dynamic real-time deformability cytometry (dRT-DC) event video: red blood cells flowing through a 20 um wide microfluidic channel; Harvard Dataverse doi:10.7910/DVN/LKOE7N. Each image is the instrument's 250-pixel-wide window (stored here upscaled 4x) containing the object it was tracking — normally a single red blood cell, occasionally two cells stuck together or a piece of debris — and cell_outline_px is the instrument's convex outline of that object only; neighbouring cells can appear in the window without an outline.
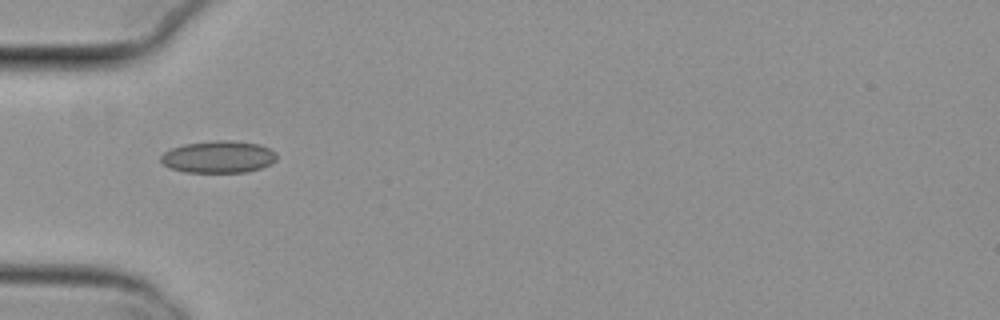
{"species": "common noctule bat (a hibernating species)", "species_latin": "Nyctalus noctula", "temperature_condition": "cold", "stored_images_in_passage": 37, "camera_frame_rate_fps": 3000, "um_per_image_px": 0.085, "animal": {"sex": "female", "body_mass_g": 29.2, "forearm_length_mm": 56.3}, "frame": {"image": 1, "passage_image": 1, "time_ms": 0.0, "image_size_px": [1000, 320], "cell_outline_px": [[276, 160], [260, 168], [244, 172], [184, 172], [172, 168], [164, 164], [160, 160], [160, 156], [164, 152], [172, 148], [184, 144], [216, 140], [232, 140], [260, 144], [276, 152]], "centroid_in_image_um": [18.56, 13.32], "position_along_channel_um": 66.4, "area_um2": 21.56}}
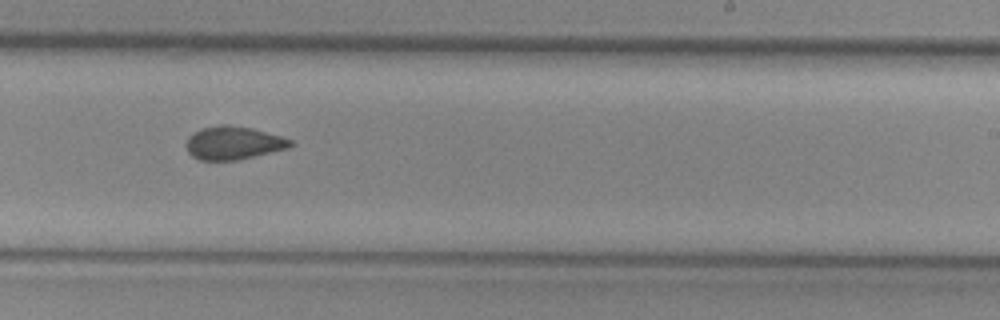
{"frame": {"image": 2, "passage_image": 17, "time_ms": 5.333, "image_size_px": [1000, 320], "cell_outline_px": [[292, 144], [288, 148], [236, 160], [200, 160], [192, 156], [188, 152], [188, 136], [204, 128], [220, 124], [228, 124], [252, 128], [280, 136], [292, 140]], "centroid_in_image_um": [19.84, 12.14], "position_along_channel_um": 269.2, "area_um2": 19.77}}
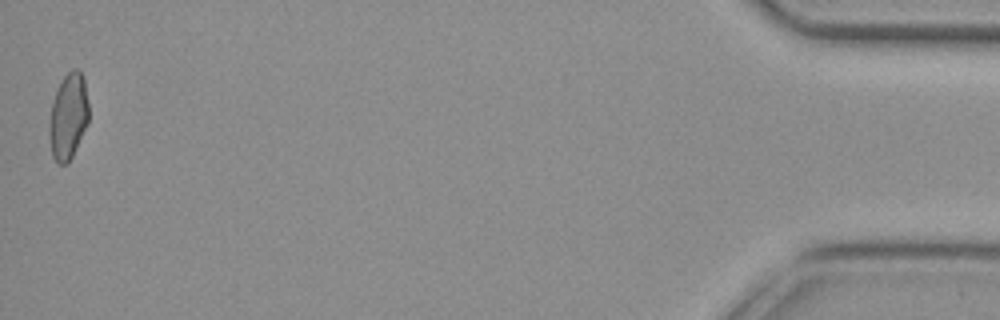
{"frame": {"image": 3, "passage_image": 37, "time_ms": 12.0, "image_size_px": [1000, 320], "cell_outline_px": [[88, 120], [72, 156], [64, 164], [60, 164], [52, 156], [48, 132], [48, 128], [52, 104], [60, 80], [72, 68], [80, 68], [84, 80], [88, 104]], "centroid_in_image_um": [5.79, 9.84], "position_along_channel_um": 429.4, "area_um2": 19.54}, "authors_computed_cell_mechanics": {"area_um2": 20.23, "velocity_mm_per_s": 3.8179, "shape_relaxation_time_tau1_ms": 9.6478, "shape_relaxation_time_tau2_ms": 1.7836, "deformation_change_tau1": 0.1353, "deformation_change_tau2": 0.0786}}